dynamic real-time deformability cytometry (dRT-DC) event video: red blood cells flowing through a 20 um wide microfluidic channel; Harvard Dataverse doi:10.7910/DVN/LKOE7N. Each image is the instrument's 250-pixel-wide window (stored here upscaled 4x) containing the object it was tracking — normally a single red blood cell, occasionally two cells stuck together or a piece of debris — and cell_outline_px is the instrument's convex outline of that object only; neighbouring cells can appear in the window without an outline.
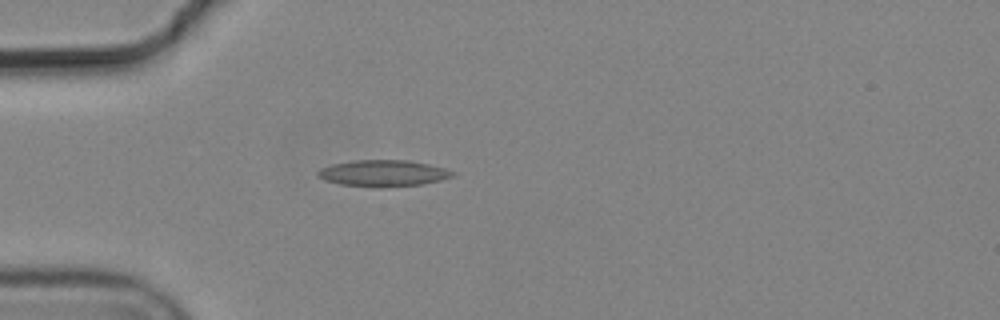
{"species": "common noctule bat (a hibernating species)", "species_latin": "Nyctalus noctula", "temperature_condition": "cold", "stored_images_in_passage": 4, "camera_frame_rate_fps": 3000, "um_per_image_px": 0.085, "animal": {"sex": "male", "body_mass_g": 19.2, "forearm_length_mm": 51.8}, "frame": {"image": 1, "passage_image": 4, "time_ms": 1.0, "image_size_px": [1000, 320], "cell_outline_px": [[456, 176], [440, 180], [420, 184], [380, 188], [372, 188], [340, 184], [324, 180], [316, 176], [316, 172], [320, 168], [332, 164], [356, 160], [408, 160], [428, 164], [444, 168], [456, 172]], "centroid_in_image_um": [32.55, 14.73], "position_along_channel_um": 52.5, "area_um2": 20.98}}